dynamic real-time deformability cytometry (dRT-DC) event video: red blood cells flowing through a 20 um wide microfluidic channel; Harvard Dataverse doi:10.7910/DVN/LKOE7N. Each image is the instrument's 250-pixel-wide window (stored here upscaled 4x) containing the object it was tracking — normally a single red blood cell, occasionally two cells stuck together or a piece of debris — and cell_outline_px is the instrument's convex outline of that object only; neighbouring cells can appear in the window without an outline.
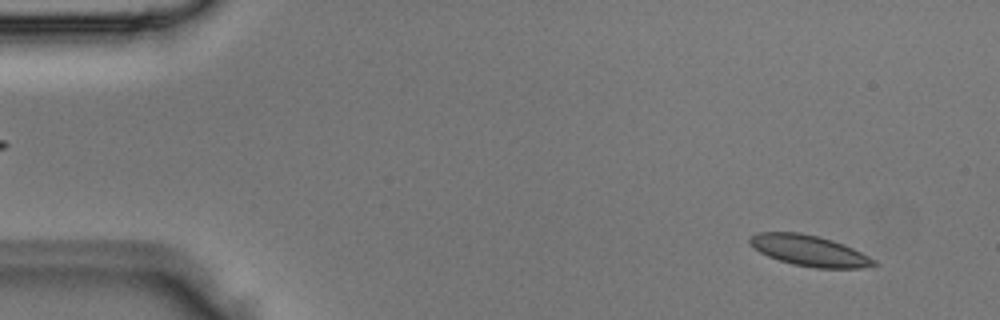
{"species": "Egyptian fruit bat (a non-hibernating species)", "species_latin": "Rousettus aegyptiacus", "temperature_condition": "room temperature", "stored_images_in_passage": 3, "camera_frame_rate_fps": 3000, "um_per_image_px": 0.085, "animal": {"sex": "male"}, "frame": {"image": 1, "passage_image": 1, "time_ms": 0.0, "image_size_px": [1000, 320], "cell_outline_px": [[880, 264], [860, 268], [816, 268], [792, 264], [768, 256], [760, 252], [748, 240], [752, 236], [760, 232], [800, 232], [820, 236], [844, 244], [876, 260]], "centroid_in_image_um": [68.83, 21.3], "position_along_channel_um": 16.2, "area_um2": 22.14}}